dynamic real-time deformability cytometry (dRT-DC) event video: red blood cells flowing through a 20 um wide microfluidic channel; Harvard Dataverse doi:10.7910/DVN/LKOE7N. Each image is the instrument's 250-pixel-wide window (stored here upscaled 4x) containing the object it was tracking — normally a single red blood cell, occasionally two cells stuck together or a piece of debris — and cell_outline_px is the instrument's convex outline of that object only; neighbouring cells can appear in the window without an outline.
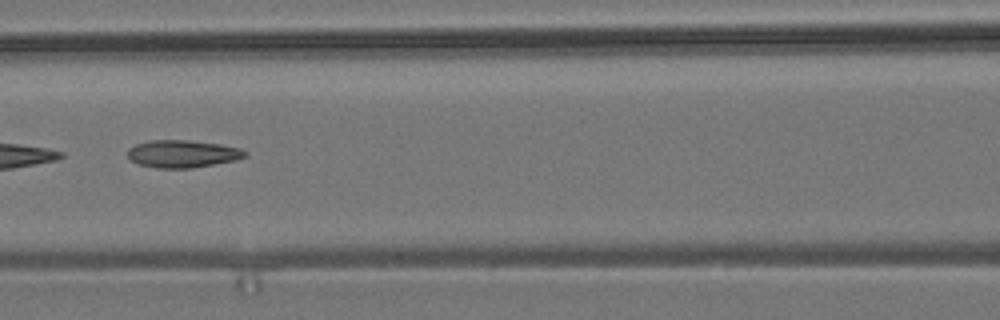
{"species": "common noctule bat (a hibernating species)", "species_latin": "Nyctalus noctula", "temperature_condition": "room temperature", "stored_images_in_passage": 9, "camera_frame_rate_fps": 3000, "um_per_image_px": 0.085, "animal": {"sex": "male", "body_mass_g": 19.2, "forearm_length_mm": 51.8}, "frame": {"image": 1, "passage_image": 7, "time_ms": 6.667, "image_size_px": [1000, 320], "cell_outline_px": [[248, 156], [236, 160], [192, 168], [156, 168], [140, 164], [132, 160], [128, 156], [128, 148], [136, 144], [152, 140], [188, 140], [220, 144], [240, 148], [248, 152]], "centroid_in_image_um": [15.55, 13.07], "position_along_channel_um": 151.0, "area_um2": 18.79}}
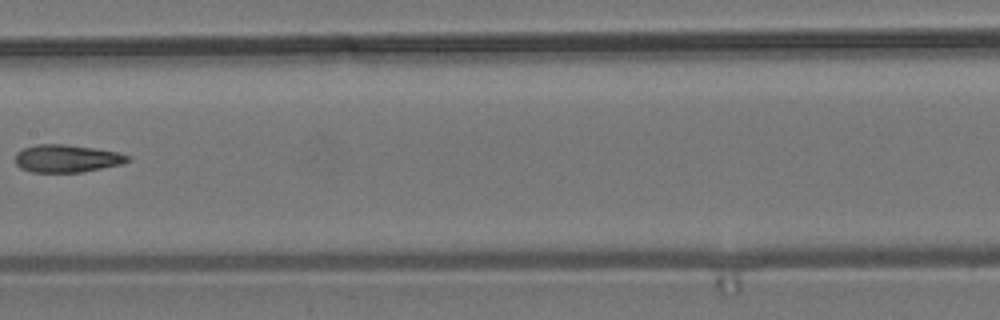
{"frame": {"image": 2, "passage_image": 8, "time_ms": 8.0, "image_size_px": [1000, 320], "cell_outline_px": [[132, 160], [124, 164], [80, 172], [32, 172], [20, 168], [16, 164], [16, 152], [24, 148], [36, 144], [68, 144], [116, 152], [128, 156]], "centroid_in_image_um": [5.67, 13.47], "position_along_channel_um": 201.7, "area_um2": 18.09}}
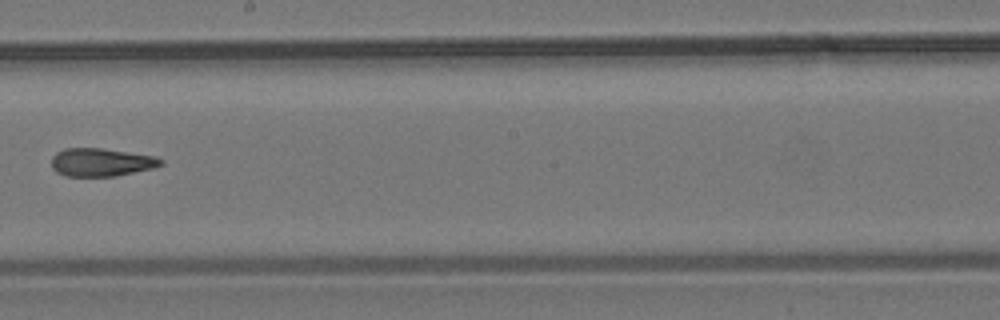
{"frame": {"image": 3, "passage_image": 9, "time_ms": 9.0, "image_size_px": [1000, 320], "cell_outline_px": [[164, 164], [156, 168], [116, 176], [64, 176], [56, 172], [52, 168], [52, 156], [56, 152], [64, 148], [100, 148], [156, 156], [164, 160]], "centroid_in_image_um": [8.63, 13.79], "position_along_channel_um": 239.6, "area_um2": 18.15}}